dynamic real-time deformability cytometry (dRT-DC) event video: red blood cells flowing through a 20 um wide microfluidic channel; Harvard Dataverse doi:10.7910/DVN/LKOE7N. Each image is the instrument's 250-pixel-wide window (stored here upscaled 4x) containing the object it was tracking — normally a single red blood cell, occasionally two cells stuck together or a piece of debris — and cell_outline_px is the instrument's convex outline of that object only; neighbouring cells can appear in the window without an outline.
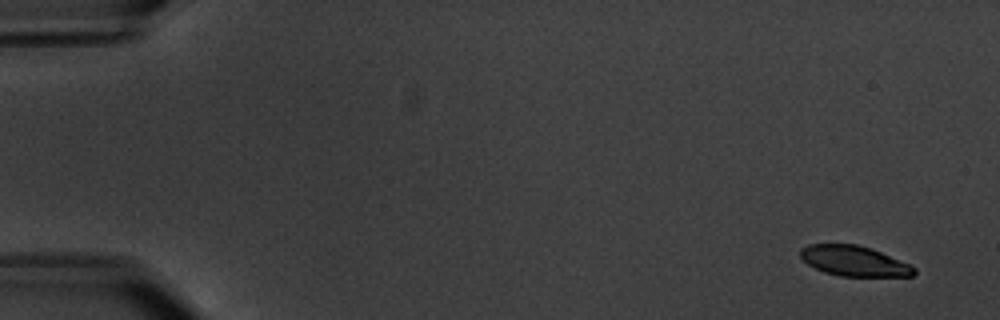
{"species": "common noctule bat (a hibernating species)", "species_latin": "Nyctalus noctula", "temperature_condition": "warm", "stored_images_in_passage": 5, "camera_frame_rate_fps": 3000, "um_per_image_px": 0.085, "animal": {"sex": "male", "body_mass_g": 20.1, "forearm_length_mm": 53.5}, "frame": {"image": 1, "passage_image": 1, "time_ms": 0.0, "image_size_px": [1000, 320], "cell_outline_px": [[916, 272], [912, 276], [840, 276], [824, 272], [808, 264], [800, 256], [800, 248], [808, 244], [856, 244], [872, 248], [908, 264], [916, 268]], "centroid_in_image_um": [72.58, 22.17], "position_along_channel_um": 12.4, "area_um2": 19.94}}
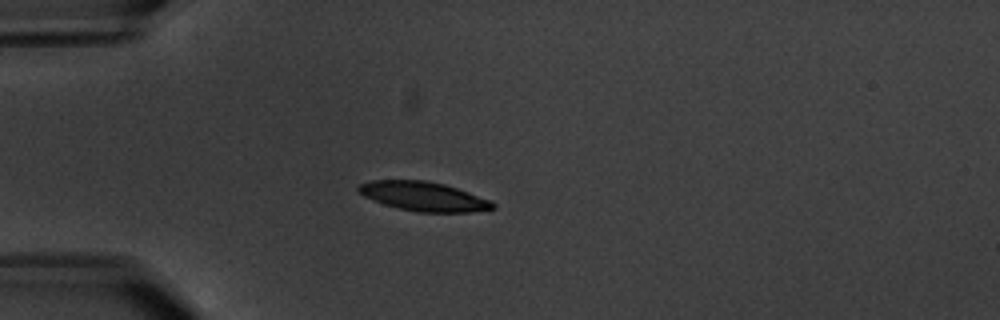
{"frame": {"image": 2, "passage_image": 5, "time_ms": 4.667, "image_size_px": [1000, 320], "cell_outline_px": [[496, 208], [468, 212], [416, 212], [384, 204], [372, 200], [356, 192], [356, 188], [360, 184], [368, 180], [428, 180], [444, 184], [492, 200], [496, 204]], "centroid_in_image_um": [35.98, 16.68], "position_along_channel_um": 49.0, "area_um2": 23.0}}